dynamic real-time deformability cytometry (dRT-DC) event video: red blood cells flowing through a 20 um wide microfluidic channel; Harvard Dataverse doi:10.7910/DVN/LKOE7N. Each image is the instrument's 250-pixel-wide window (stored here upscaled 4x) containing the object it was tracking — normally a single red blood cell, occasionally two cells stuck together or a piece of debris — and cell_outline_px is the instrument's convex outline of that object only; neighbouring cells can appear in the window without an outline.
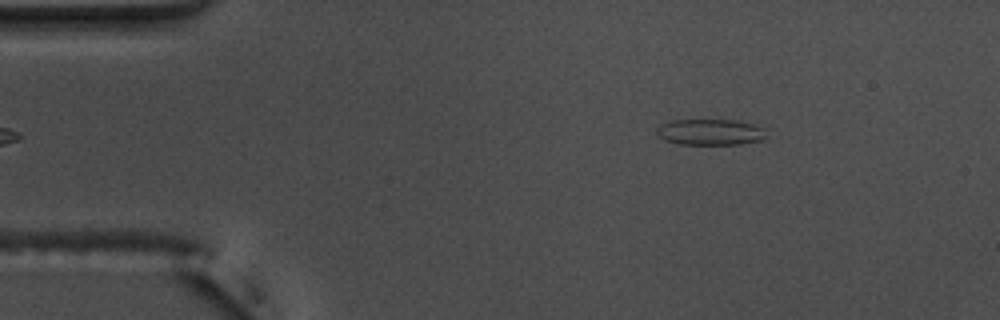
{"species": "common noctule bat (a hibernating species)", "species_latin": "Nyctalus noctula", "temperature_condition": "warm", "stored_images_in_passage": 49, "camera_frame_rate_fps": 3000, "um_per_image_px": 0.085, "animal": {"sex": "male", "body_mass_g": 17.5, "forearm_length_mm": 52.3}, "frame": {"image": 1, "passage_image": 2, "time_ms": 0.333, "image_size_px": [1000, 320], "cell_outline_px": [[768, 136], [764, 140], [740, 144], [680, 144], [664, 140], [656, 136], [656, 128], [660, 124], [672, 120], [736, 120], [752, 124], [764, 128]], "centroid_in_image_um": [60.37, 11.23], "position_along_channel_um": 24.6, "area_um2": 16.88}}
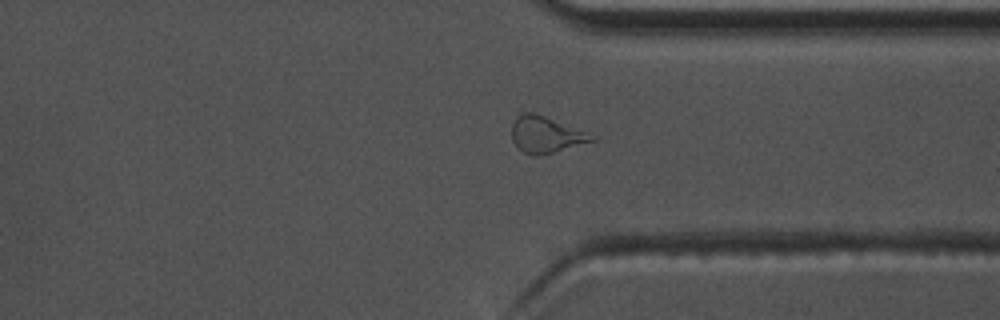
{"frame": {"image": 2, "passage_image": 35, "time_ms": 11.333, "image_size_px": [1000, 320], "cell_outline_px": [[600, 136], [596, 140], [552, 152], [536, 156], [532, 156], [516, 148], [512, 140], [512, 124], [516, 116], [524, 112], [532, 112], [544, 116]], "centroid_in_image_um": [46.4, 11.44], "position_along_channel_um": 365.0, "area_um2": 17.05}}
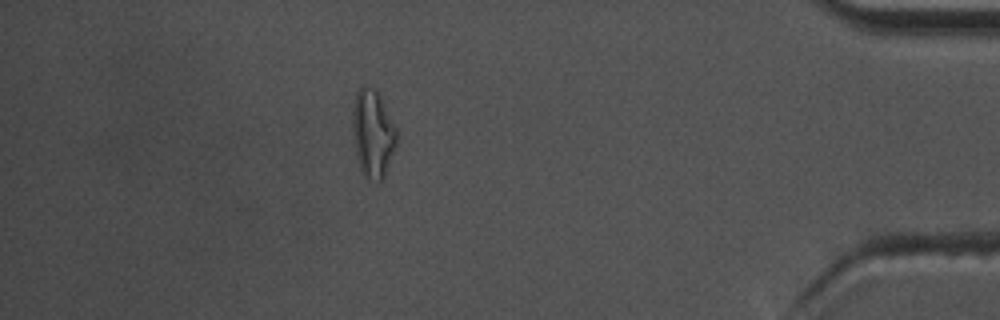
{"frame": {"image": 3, "passage_image": 42, "time_ms": 13.667, "image_size_px": [1000, 320], "cell_outline_px": [[396, 144], [384, 176], [380, 180], [364, 176], [360, 168], [356, 152], [352, 132], [352, 108], [356, 92], [364, 84], [376, 92], [380, 96], [396, 128]], "centroid_in_image_um": [31.66, 11.31], "position_along_channel_um": 403.5, "area_um2": 22.02}, "authors_computed_cell_mechanics": {"area_um2": 16.0684, "velocity_mm_per_s": 3.6975, "shape_relaxation_time_tau1_ms": 5.5712, "shape_relaxation_time_tau2_ms": 1.9039, "deformation_change_tau1": 0.2016, "deformation_change_tau2": 0.1159}}